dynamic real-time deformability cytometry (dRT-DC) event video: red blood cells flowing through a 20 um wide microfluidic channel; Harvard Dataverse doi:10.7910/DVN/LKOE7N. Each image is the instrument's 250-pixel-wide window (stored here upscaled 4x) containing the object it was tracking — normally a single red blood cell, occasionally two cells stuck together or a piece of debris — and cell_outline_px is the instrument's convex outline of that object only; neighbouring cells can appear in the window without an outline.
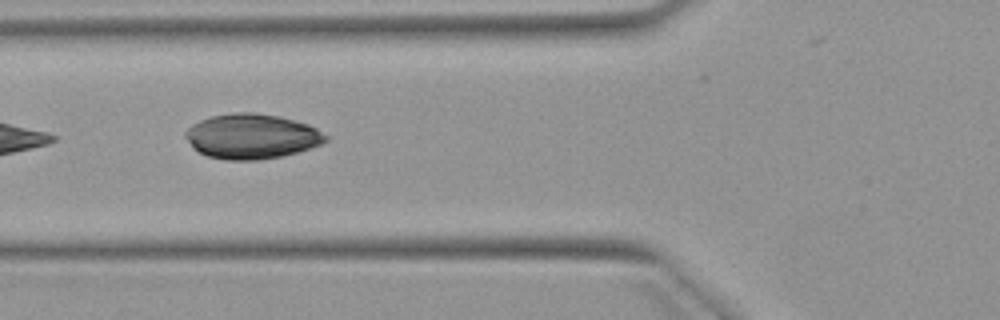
{"species": "Egyptian fruit bat (a non-hibernating species)", "species_latin": "Rousettus aegyptiacus", "temperature_condition": "warm", "stored_images_in_passage": 4, "camera_frame_rate_fps": 3000, "um_per_image_px": 0.085, "animal": {"sex": "female"}, "frame": {"image": 1, "passage_image": 4, "time_ms": 3.667, "image_size_px": [1000, 320], "cell_outline_px": [[328, 140], [320, 144], [284, 156], [260, 160], [228, 160], [208, 156], [192, 148], [184, 136], [184, 132], [192, 124], [200, 120], [212, 116], [232, 112], [252, 112], [280, 116], [308, 124], [316, 128], [328, 136]], "centroid_in_image_um": [21.37, 11.58], "position_along_channel_um": 104.4, "area_um2": 36.82}}